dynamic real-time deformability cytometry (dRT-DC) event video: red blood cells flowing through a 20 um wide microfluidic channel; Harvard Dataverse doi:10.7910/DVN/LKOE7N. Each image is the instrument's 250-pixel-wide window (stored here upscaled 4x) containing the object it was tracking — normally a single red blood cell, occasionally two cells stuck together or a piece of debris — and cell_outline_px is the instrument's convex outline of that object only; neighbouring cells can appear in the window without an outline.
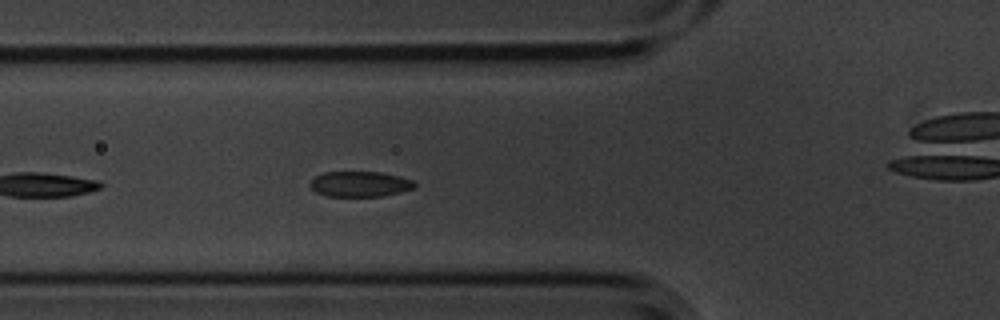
{"species": "common noctule bat (a hibernating species)", "species_latin": "Nyctalus noctula", "temperature_condition": "cold", "stored_images_in_passage": 6, "camera_frame_rate_fps": 3000, "um_per_image_px": 0.085, "animal": {"sex": "male", "body_mass_g": 20.1, "forearm_length_mm": 53.5}, "frame": {"image": 1, "passage_image": 6, "time_ms": 1.667, "image_size_px": [1000, 320], "cell_outline_px": [[416, 184], [412, 188], [400, 192], [380, 196], [328, 196], [316, 192], [308, 184], [316, 176], [324, 172], [380, 172], [400, 176], [412, 180]], "centroid_in_image_um": [30.57, 15.64], "position_along_channel_um": 95.2, "area_um2": 15.32}}